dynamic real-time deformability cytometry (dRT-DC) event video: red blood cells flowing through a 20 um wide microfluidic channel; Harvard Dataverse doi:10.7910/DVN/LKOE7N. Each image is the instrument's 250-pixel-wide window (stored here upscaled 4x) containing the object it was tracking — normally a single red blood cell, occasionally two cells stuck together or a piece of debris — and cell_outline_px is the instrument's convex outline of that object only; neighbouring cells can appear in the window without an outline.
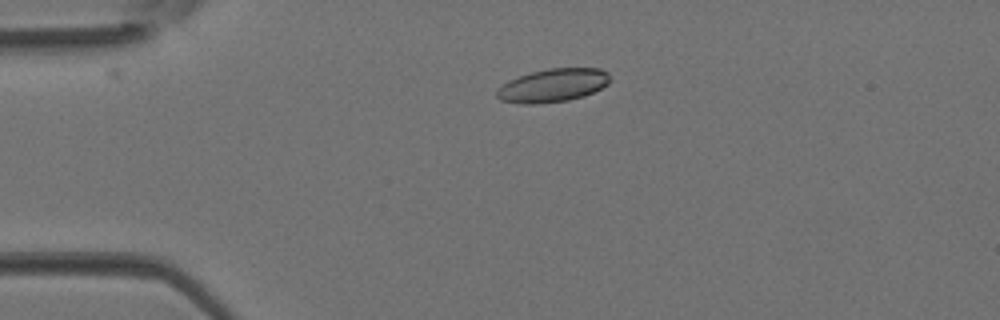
{"species": "Egyptian fruit bat (a non-hibernating species)", "species_latin": "Rousettus aegyptiacus", "temperature_condition": "room temperature", "stored_images_in_passage": 3, "camera_frame_rate_fps": 3000, "um_per_image_px": 0.085, "animal": {"sex": "female"}, "frame": {"image": 1, "passage_image": 3, "time_ms": 0.667, "image_size_px": [1000, 320], "cell_outline_px": [[612, 80], [608, 84], [584, 96], [568, 100], [536, 104], [524, 104], [500, 100], [496, 96], [496, 88], [508, 80], [532, 72], [548, 68], [600, 68], [608, 72]], "centroid_in_image_um": [46.99, 7.25], "position_along_channel_um": 38.0, "area_um2": 22.08}}